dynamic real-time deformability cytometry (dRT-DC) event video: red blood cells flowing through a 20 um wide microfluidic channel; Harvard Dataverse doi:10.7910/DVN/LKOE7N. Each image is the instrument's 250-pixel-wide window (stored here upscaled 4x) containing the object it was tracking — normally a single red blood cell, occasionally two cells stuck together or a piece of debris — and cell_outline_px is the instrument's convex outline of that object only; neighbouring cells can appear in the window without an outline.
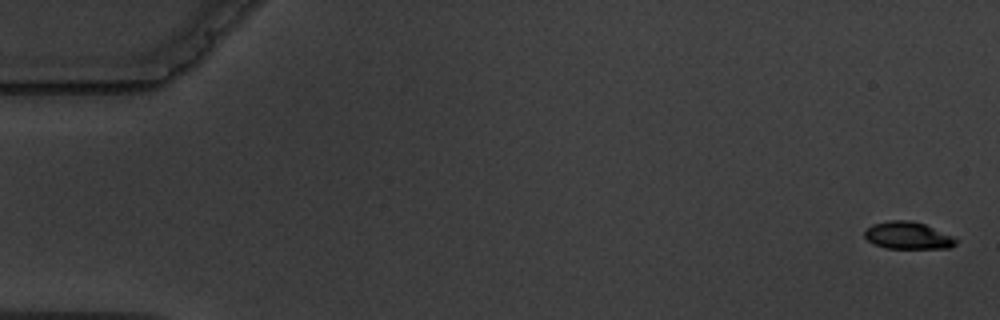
{"species": "common noctule bat (a hibernating species)", "species_latin": "Nyctalus noctula", "temperature_condition": "warm", "stored_images_in_passage": 16, "segment_of_instrument_passage": [1, 2], "camera_frame_rate_fps": 3000, "um_per_image_px": 0.085, "animal": {"sex": "male", "body_mass_g": 19.5, "forearm_length_mm": 54.6}, "frame": {"image": 1, "passage_image": 1, "time_ms": 0.0, "image_size_px": [1000, 320], "cell_outline_px": [[956, 244], [948, 248], [888, 248], [872, 244], [864, 236], [864, 232], [872, 224], [888, 220], [912, 220], [924, 224], [952, 236], [956, 240]], "centroid_in_image_um": [77.13, 20.01], "position_along_channel_um": 7.9, "area_um2": 14.39}}
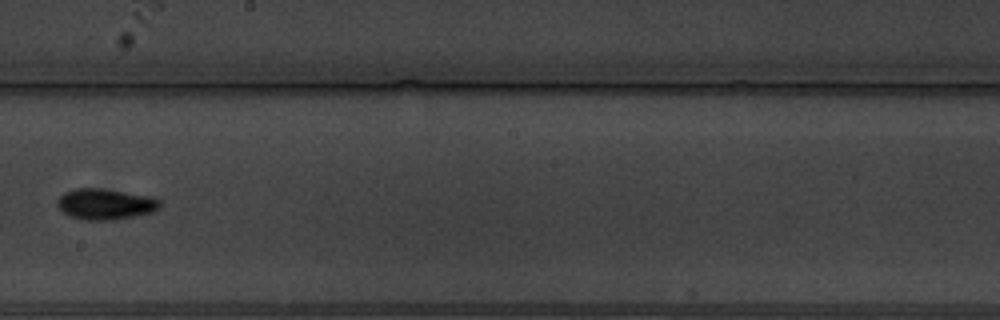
{"frame": {"image": 2, "passage_image": 9, "time_ms": 10.667, "image_size_px": [1000, 320], "cell_outline_px": [[160, 208], [152, 212], [136, 216], [116, 220], [88, 220], [68, 216], [56, 204], [56, 200], [64, 192], [72, 188], [100, 188], [152, 196], [160, 200]], "centroid_in_image_um": [8.95, 17.34], "position_along_channel_um": 239.2, "area_um2": 18.67}}
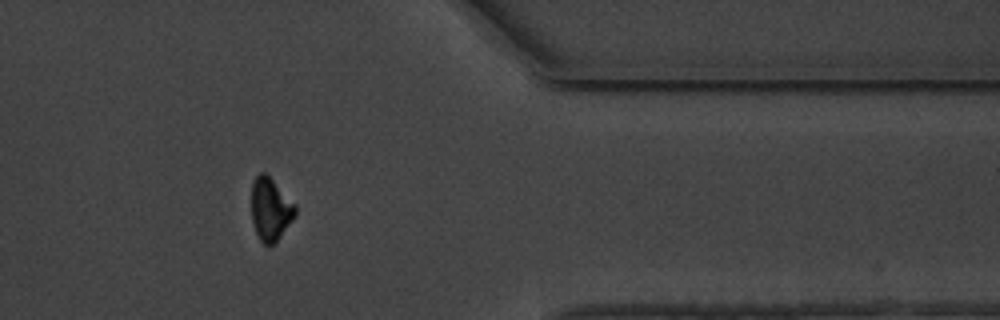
{"frame": {"image": 3, "passage_image": 13, "time_ms": 15.333, "image_size_px": [1000, 320], "cell_outline_px": [[296, 216], [280, 236], [272, 244], [264, 244], [260, 240], [256, 232], [252, 220], [252, 180], [260, 172], [264, 172], [296, 204]], "centroid_in_image_um": [22.99, 17.77], "position_along_channel_um": 388.4, "area_um2": 15.84}}